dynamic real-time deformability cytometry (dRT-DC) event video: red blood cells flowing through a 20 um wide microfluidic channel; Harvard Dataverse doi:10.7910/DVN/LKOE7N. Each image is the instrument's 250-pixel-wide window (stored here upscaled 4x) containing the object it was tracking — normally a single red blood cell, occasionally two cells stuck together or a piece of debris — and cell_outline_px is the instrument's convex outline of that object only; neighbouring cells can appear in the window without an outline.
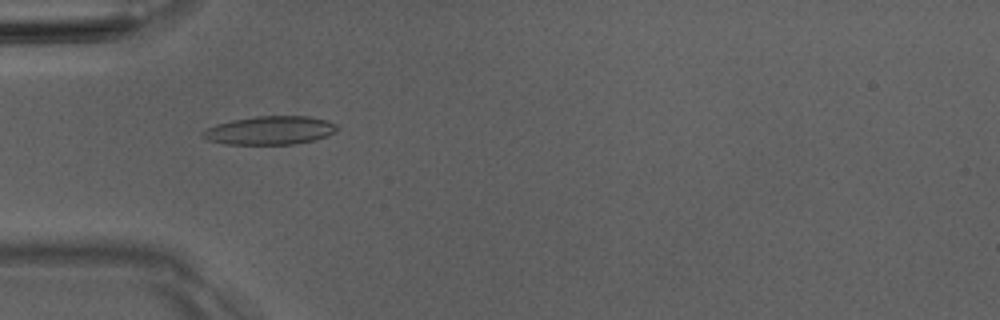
{"species": "Egyptian fruit bat (a non-hibernating species)", "species_latin": "Rousettus aegyptiacus", "temperature_condition": "room temperature", "stored_images_in_passage": 43, "camera_frame_rate_fps": 3000, "um_per_image_px": 0.085, "animal": {"sex": "male"}, "frame": {"image": 1, "passage_image": 8, "time_ms": 2.333, "image_size_px": [1000, 320], "cell_outline_px": [[340, 128], [336, 132], [328, 136], [316, 140], [292, 144], [224, 144], [208, 140], [200, 136], [200, 132], [204, 128], [216, 124], [232, 120], [256, 116], [308, 116], [328, 120], [336, 124]], "centroid_in_image_um": [22.95, 11.08], "position_along_channel_um": 62.1, "area_um2": 22.66}}
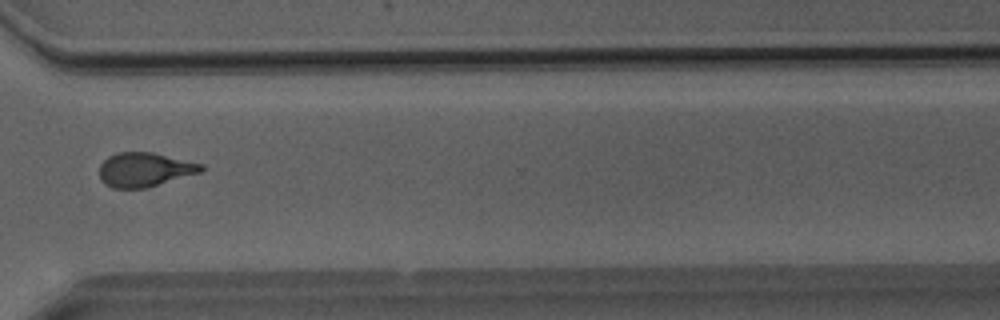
{"frame": {"image": 2, "passage_image": 30, "time_ms": 9.667, "image_size_px": [1000, 320], "cell_outline_px": [[204, 168], [200, 172], [148, 188], [112, 188], [104, 184], [100, 180], [100, 164], [108, 156], [116, 152], [152, 152], [204, 164]], "centroid_in_image_um": [12.27, 14.42], "position_along_channel_um": 358.3, "area_um2": 20.4}}
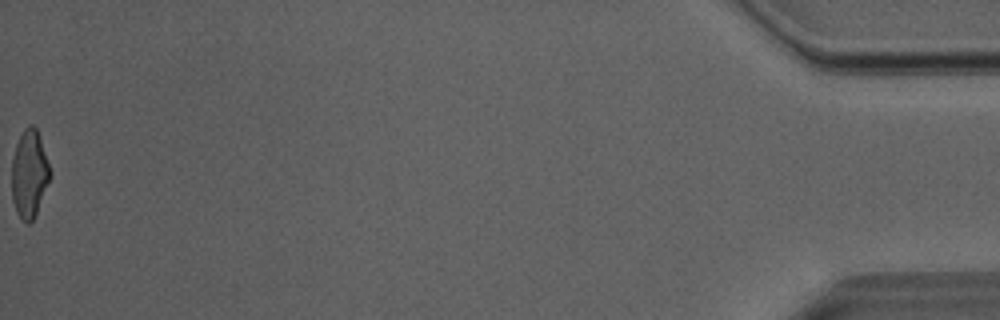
{"frame": {"image": 3, "passage_image": 43, "time_ms": 14.0, "image_size_px": [1000, 320], "cell_outline_px": [[52, 176], [36, 212], [32, 220], [28, 224], [20, 220], [16, 212], [12, 200], [12, 156], [16, 144], [24, 128], [28, 124], [32, 124], [36, 128], [40, 136], [52, 172]], "centroid_in_image_um": [2.5, 14.77], "position_along_channel_um": 432.7, "area_um2": 19.88}, "authors_computed_cell_mechanics": {"area_um2": 20.4034, "velocity_mm_per_s": 4.0783, "shape_relaxation_time_tau1_ms": 4.731, "shape_relaxation_time_tau2_ms": 1.8081, "deformation_change_tau1": 0.1669, "deformation_change_tau2": 0.0829}}